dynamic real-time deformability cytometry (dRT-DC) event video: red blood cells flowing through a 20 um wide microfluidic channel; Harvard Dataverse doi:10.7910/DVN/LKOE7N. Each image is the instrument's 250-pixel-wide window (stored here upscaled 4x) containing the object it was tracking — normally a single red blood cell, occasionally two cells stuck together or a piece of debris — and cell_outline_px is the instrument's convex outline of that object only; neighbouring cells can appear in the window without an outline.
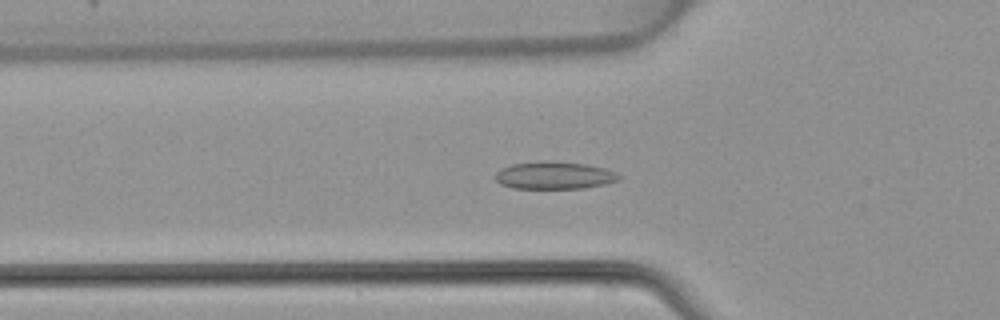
{"species": "common noctule bat (a hibernating species)", "species_latin": "Nyctalus noctula", "temperature_condition": "warm", "stored_images_in_passage": 37, "camera_frame_rate_fps": 3000, "um_per_image_px": 0.085, "animal": {"sex": "female", "body_mass_g": 22.7, "forearm_length_mm": 54.2}, "frame": {"image": 1, "passage_image": 5, "time_ms": 1.333, "image_size_px": [1000, 320], "cell_outline_px": [[624, 176], [620, 180], [604, 184], [584, 188], [512, 188], [500, 184], [496, 180], [496, 172], [500, 168], [512, 164], [540, 160], [556, 160], [588, 164], [604, 168], [616, 172]], "centroid_in_image_um": [47.14, 14.88], "position_along_channel_um": 78.7, "area_um2": 20.23}}
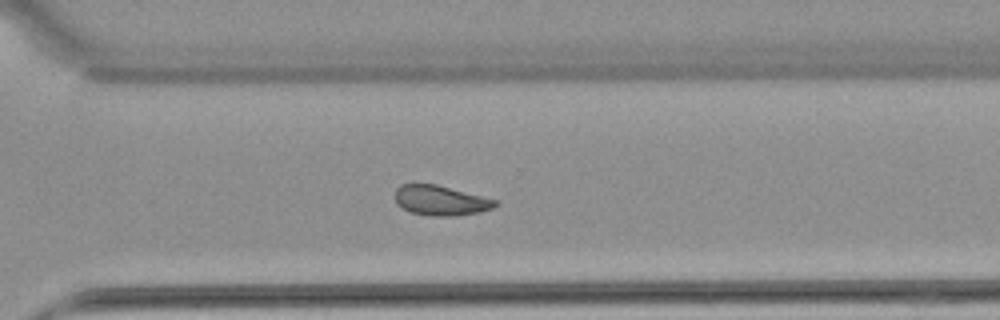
{"frame": {"image": 2, "passage_image": 23, "time_ms": 7.333, "image_size_px": [1000, 320], "cell_outline_px": [[500, 204], [492, 208], [480, 212], [456, 216], [432, 216], [408, 212], [396, 204], [396, 188], [400, 184], [436, 184], [496, 200]], "centroid_in_image_um": [37.44, 17.05], "position_along_channel_um": 333.2, "area_um2": 17.51}}
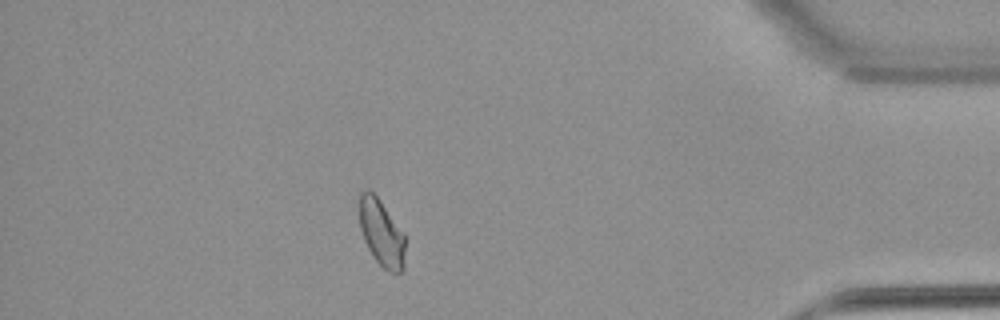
{"frame": {"image": 3, "passage_image": 31, "time_ms": 10.0, "image_size_px": [1000, 320], "cell_outline_px": [[404, 272], [392, 272], [384, 268], [376, 260], [368, 248], [364, 240], [360, 228], [360, 192], [368, 188], [380, 200], [404, 232]], "centroid_in_image_um": [32.43, 19.79], "position_along_channel_um": 402.8, "area_um2": 17.69}}